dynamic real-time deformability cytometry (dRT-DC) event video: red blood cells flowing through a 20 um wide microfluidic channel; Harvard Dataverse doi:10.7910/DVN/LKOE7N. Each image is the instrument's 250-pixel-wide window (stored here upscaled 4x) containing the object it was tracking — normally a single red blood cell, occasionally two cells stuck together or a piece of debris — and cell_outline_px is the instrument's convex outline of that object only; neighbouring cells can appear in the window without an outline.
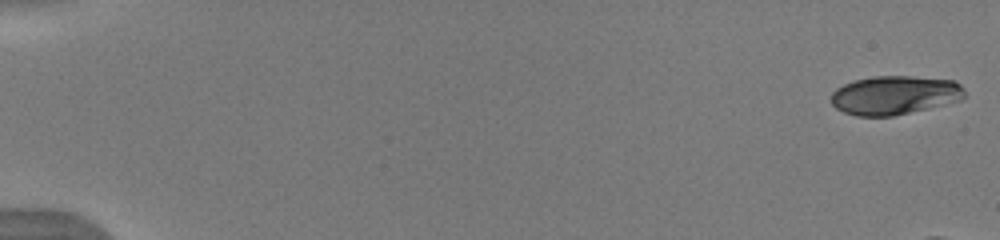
{"species": "human", "species_latin": "Homo sapiens", "temperature_condition": "warm", "stored_images_in_passage": 15, "camera_frame_rate_fps": 3000, "um_per_image_px": 0.085, "donor": {"sex": "male"}, "frame": {"image": 1, "passage_image": 1, "time_ms": 0.0, "image_size_px": [1000, 240], "cell_outline_px": [[964, 96], [960, 100], [892, 116], [856, 116], [844, 112], [836, 108], [832, 104], [832, 92], [836, 88], [844, 84], [856, 80], [872, 76], [908, 76], [952, 80], [960, 84], [964, 88]], "centroid_in_image_um": [76.01, 8.08], "position_along_channel_um": 9.0, "area_um2": 29.88}}
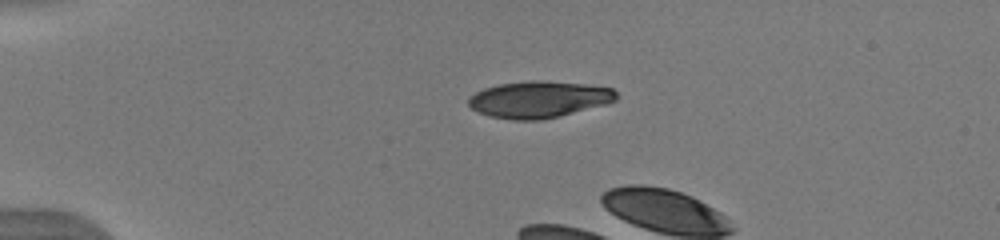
{"frame": {"image": 2, "passage_image": 13, "time_ms": 4.0, "image_size_px": [1000, 240], "cell_outline_px": [[616, 100], [608, 104], [560, 116], [540, 120], [516, 120], [492, 116], [480, 112], [472, 108], [468, 104], [468, 100], [476, 92], [484, 88], [500, 84], [532, 80], [548, 80], [588, 84], [612, 88], [616, 92]], "centroid_in_image_um": [45.86, 8.44], "position_along_channel_um": 39.1, "area_um2": 31.56}}